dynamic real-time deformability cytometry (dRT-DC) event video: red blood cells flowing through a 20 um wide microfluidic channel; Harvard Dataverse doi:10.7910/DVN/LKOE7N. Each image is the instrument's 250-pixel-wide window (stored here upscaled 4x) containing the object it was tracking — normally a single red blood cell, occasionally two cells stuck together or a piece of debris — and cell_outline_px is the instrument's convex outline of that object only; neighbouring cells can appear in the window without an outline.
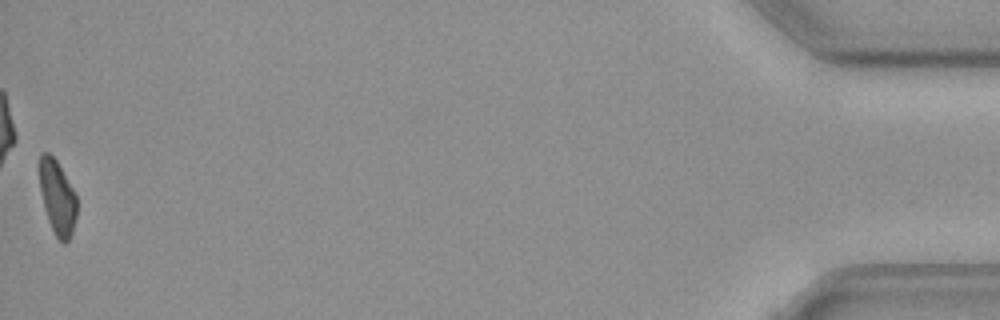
{"species": "common noctule bat (a hibernating species)", "species_latin": "Nyctalus noctula", "temperature_condition": "cold", "stored_images_in_passage": 58, "camera_frame_rate_fps": 3000, "um_per_image_px": 0.085, "animal": {"sex": "female", "body_mass_g": 19.3, "forearm_length_mm": 54.1}, "frame": {"image": 1, "passage_image": 58, "time_ms": 19.0, "image_size_px": [1000, 320], "cell_outline_px": [[76, 216], [72, 232], [68, 240], [64, 244], [56, 236], [48, 220], [44, 208], [40, 188], [40, 156], [44, 152], [48, 152], [56, 160], [76, 192]], "centroid_in_image_um": [4.89, 16.78], "position_along_channel_um": 430.3, "area_um2": 15.95}, "authors_computed_cell_mechanics": {"area_um2": 17.8313, "velocity_mm_per_s": 3.6133, "shape_relaxation_time_tau1_ms": 9.5062, "shape_relaxation_time_tau2_ms": null, "deformation_change_tau1": 0.1814, "deformation_change_tau2": null}}